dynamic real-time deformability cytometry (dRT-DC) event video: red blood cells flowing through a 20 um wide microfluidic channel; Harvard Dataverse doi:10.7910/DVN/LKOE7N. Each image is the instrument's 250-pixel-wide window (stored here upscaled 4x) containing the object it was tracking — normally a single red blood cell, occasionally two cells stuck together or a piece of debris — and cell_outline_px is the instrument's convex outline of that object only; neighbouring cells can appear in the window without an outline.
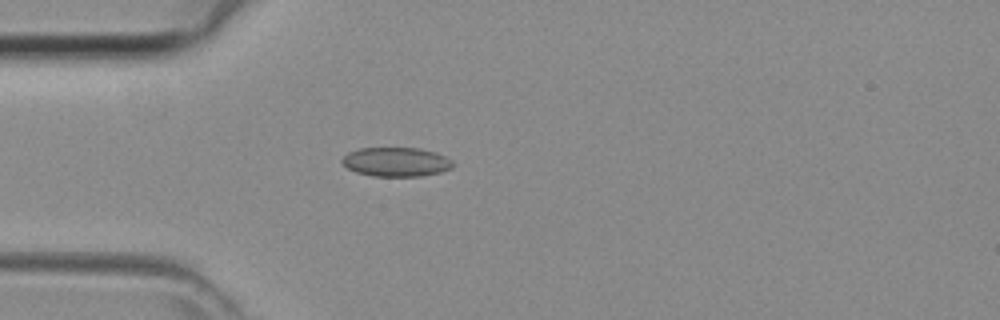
{"species": "common noctule bat (a hibernating species)", "species_latin": "Nyctalus noctula", "temperature_condition": "room temperature", "stored_images_in_passage": 42, "camera_frame_rate_fps": 3000, "um_per_image_px": 0.085, "animal": {"sex": "female", "body_mass_g": 29.2, "forearm_length_mm": 56.3}, "frame": {"image": 1, "passage_image": 10, "time_ms": 3.0, "image_size_px": [1000, 320], "cell_outline_px": [[452, 168], [440, 172], [420, 176], [372, 176], [356, 172], [348, 168], [340, 160], [348, 152], [360, 148], [420, 148], [436, 152], [452, 160]], "centroid_in_image_um": [33.66, 13.76], "position_along_channel_um": 51.3, "area_um2": 18.79}}
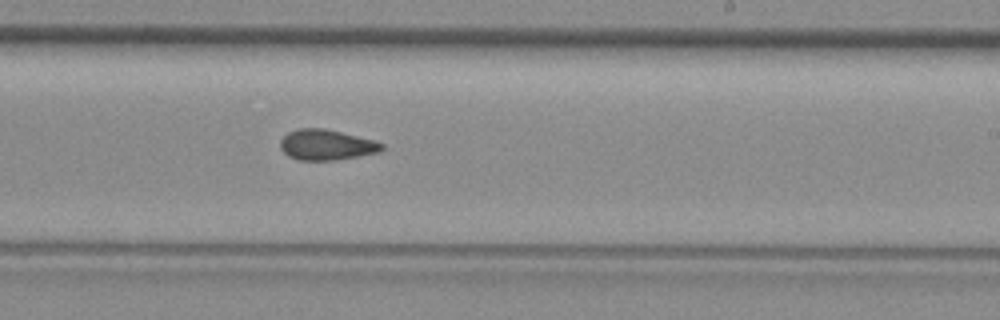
{"frame": {"image": 2, "passage_image": 24, "time_ms": 7.667, "image_size_px": [1000, 320], "cell_outline_px": [[384, 148], [380, 152], [360, 156], [336, 160], [296, 160], [288, 156], [280, 148], [280, 140], [288, 132], [300, 128], [324, 128], [376, 140], [384, 144]], "centroid_in_image_um": [27.77, 12.31], "position_along_channel_um": 261.2, "area_um2": 18.26}}
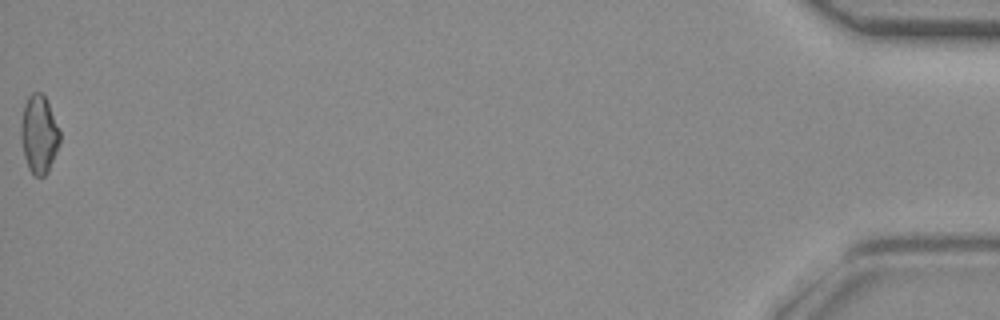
{"frame": {"image": 3, "passage_image": 42, "time_ms": 13.667, "image_size_px": [1000, 320], "cell_outline_px": [[60, 140], [56, 152], [48, 172], [44, 176], [36, 176], [28, 168], [24, 156], [20, 140], [20, 124], [24, 104], [28, 96], [32, 92], [40, 92], [44, 96], [48, 104], [60, 132]], "centroid_in_image_um": [3.28, 11.42], "position_along_channel_um": 431.9, "area_um2": 17.63}}